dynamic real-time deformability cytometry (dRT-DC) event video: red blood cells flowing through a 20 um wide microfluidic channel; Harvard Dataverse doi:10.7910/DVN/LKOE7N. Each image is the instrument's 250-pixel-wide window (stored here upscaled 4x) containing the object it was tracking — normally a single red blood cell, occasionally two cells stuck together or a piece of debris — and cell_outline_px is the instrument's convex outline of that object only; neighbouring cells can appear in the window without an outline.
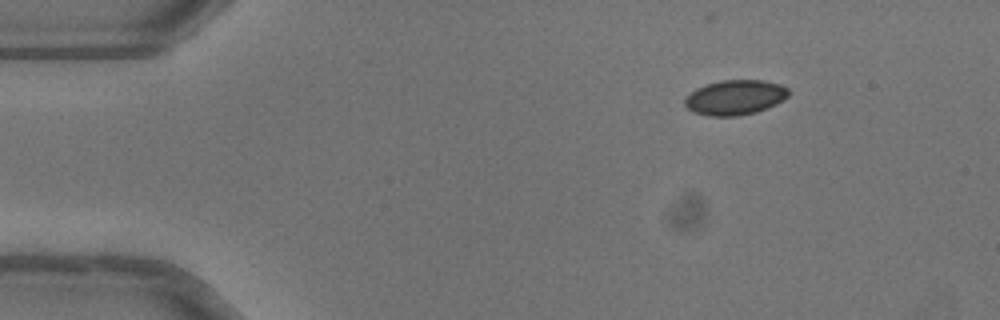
{"species": "common noctule bat (a hibernating species)", "species_latin": "Nyctalus noctula", "temperature_condition": "warm", "stored_images_in_passage": 45, "camera_frame_rate_fps": 3000, "um_per_image_px": 0.085, "animal": {"sex": "female"}, "frame": {"image": 1, "passage_image": 1, "time_ms": 0.0, "image_size_px": [1000, 320], "cell_outline_px": [[788, 96], [776, 104], [756, 112], [736, 116], [708, 116], [692, 112], [684, 104], [684, 100], [696, 88], [704, 84], [720, 80], [764, 80], [780, 84], [788, 88]], "centroid_in_image_um": [62.47, 8.28], "position_along_channel_um": 22.5, "area_um2": 21.15}}
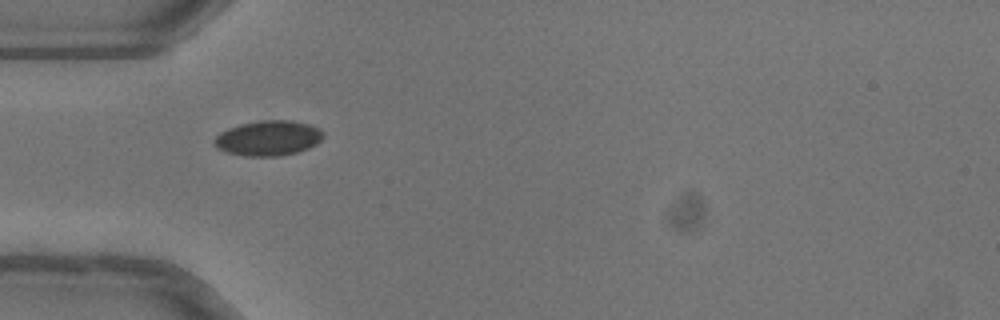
{"frame": {"image": 2, "passage_image": 10, "time_ms": 3.0, "image_size_px": [1000, 320], "cell_outline_px": [[324, 136], [316, 144], [308, 148], [296, 152], [280, 156], [244, 156], [228, 152], [216, 148], [212, 144], [212, 140], [220, 132], [228, 128], [240, 124], [260, 120], [292, 120], [308, 124], [320, 128], [324, 132]], "centroid_in_image_um": [22.78, 11.73], "position_along_channel_um": 62.2, "area_um2": 22.48}}
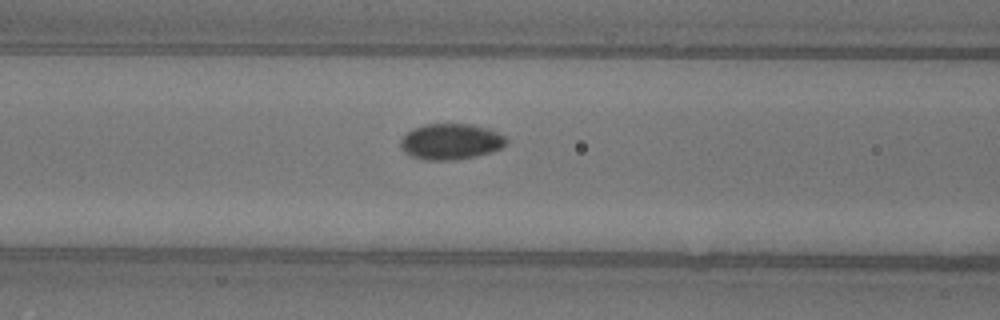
{"frame": {"image": 3, "passage_image": 15, "time_ms": 4.667, "image_size_px": [1000, 320], "cell_outline_px": [[508, 140], [500, 148], [492, 152], [476, 156], [456, 160], [424, 160], [412, 156], [404, 152], [400, 144], [400, 140], [412, 128], [424, 124], [472, 124], [488, 128], [504, 136]], "centroid_in_image_um": [38.3, 12.03], "position_along_channel_um": 128.3, "area_um2": 22.14}, "authors_computed_cell_mechanics": {"area_um2": 21.097, "velocity_mm_per_s": 4.0261, "shape_relaxation_time_tau1_ms": 2.6839, "shape_relaxation_time_tau2_ms": null, "deformation_change_tau1": 0.0646, "deformation_change_tau2": null}}